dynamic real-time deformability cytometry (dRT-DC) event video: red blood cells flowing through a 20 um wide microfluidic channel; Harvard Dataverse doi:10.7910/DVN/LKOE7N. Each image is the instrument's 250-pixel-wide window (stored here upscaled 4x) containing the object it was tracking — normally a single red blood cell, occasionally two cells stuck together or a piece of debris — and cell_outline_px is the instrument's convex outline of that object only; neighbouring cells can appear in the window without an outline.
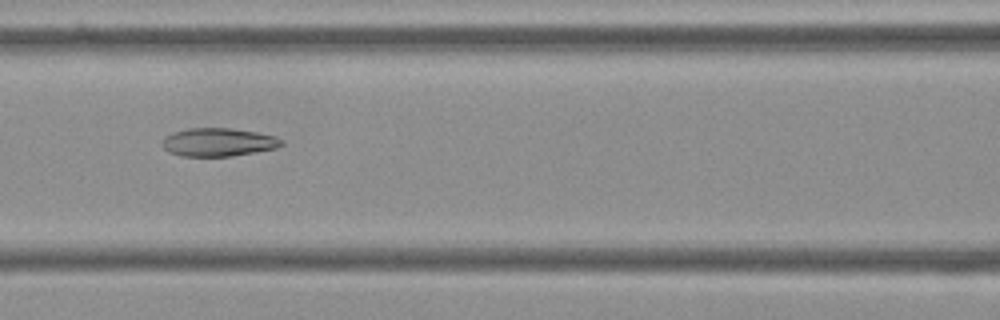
{"species": "Egyptian fruit bat (a non-hibernating species)", "species_latin": "Rousettus aegyptiacus", "temperature_condition": "cold", "stored_images_in_passage": 42, "camera_frame_rate_fps": 3000, "um_per_image_px": 0.085, "frame": {"image": 1, "passage_image": 10, "time_ms": 3.0, "image_size_px": [1000, 320], "cell_outline_px": [[284, 144], [276, 148], [232, 156], [180, 156], [168, 152], [160, 144], [160, 140], [164, 136], [172, 132], [188, 128], [228, 128], [256, 132], [276, 136], [284, 140]], "centroid_in_image_um": [18.51, 12.08], "position_along_channel_um": 148.1, "area_um2": 19.88}}
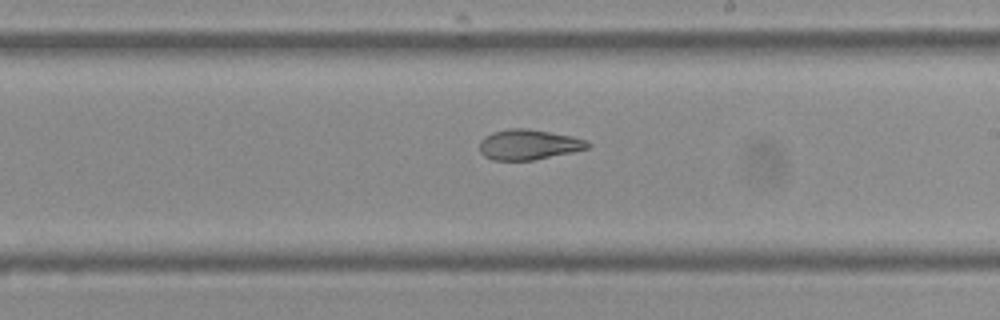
{"frame": {"image": 2, "passage_image": 18, "time_ms": 5.667, "image_size_px": [1000, 320], "cell_outline_px": [[592, 144], [588, 148], [572, 152], [532, 160], [492, 160], [484, 156], [480, 152], [480, 140], [484, 136], [492, 132], [508, 128], [528, 128], [572, 136], [588, 140]], "centroid_in_image_um": [44.92, 12.28], "position_along_channel_um": 244.1, "area_um2": 19.19}}
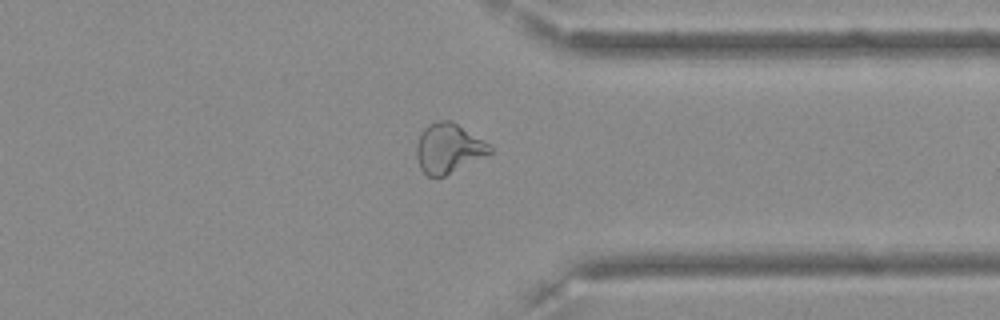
{"frame": {"image": 3, "passage_image": 29, "time_ms": 9.333, "image_size_px": [1000, 320], "cell_outline_px": [[492, 152], [444, 176], [428, 176], [420, 168], [416, 156], [416, 144], [424, 128], [428, 124], [436, 120], [452, 120], [488, 144], [492, 148]], "centroid_in_image_um": [38.08, 12.59], "position_along_channel_um": 373.3, "area_um2": 20.87}, "authors_computed_cell_mechanics": {"area_um2": 20.5479, "velocity_mm_per_s": 3.6109, "shape_relaxation_time_tau1_ms": null, "shape_relaxation_time_tau2_ms": 2.6099, "deformation_change_tau1": null, "deformation_change_tau2": 0.0887}}